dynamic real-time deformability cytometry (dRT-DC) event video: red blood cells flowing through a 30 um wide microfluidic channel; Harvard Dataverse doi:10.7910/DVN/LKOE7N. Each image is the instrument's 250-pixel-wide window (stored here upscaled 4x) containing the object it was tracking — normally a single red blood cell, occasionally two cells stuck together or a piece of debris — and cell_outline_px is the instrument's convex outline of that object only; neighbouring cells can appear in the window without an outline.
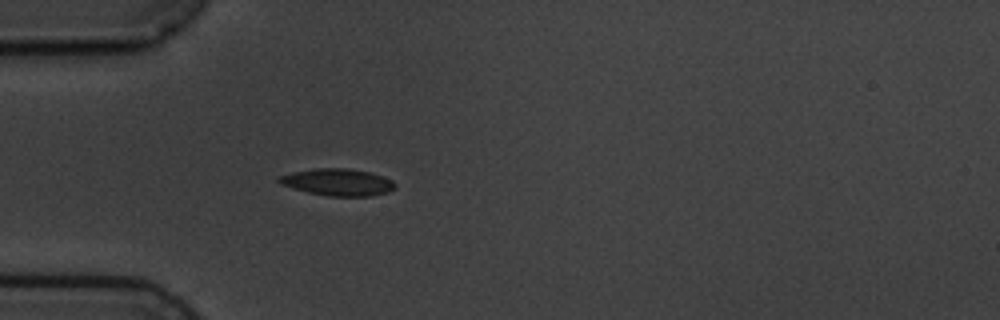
{"species": "common noctule bat (a hibernating species)", "species_latin": "Nyctalus noctula", "temperature_condition": "cold", "stored_images_in_passage": 3, "camera_frame_rate_fps": 3000, "um_per_image_px": 0.085, "animal": {"sex": "male", "body_mass_g": 19.5, "forearm_length_mm": 54.6}, "frame": {"image": 1, "passage_image": 3, "time_ms": 4.0, "image_size_px": [1000, 320], "cell_outline_px": [[396, 188], [388, 192], [372, 196], [328, 196], [308, 192], [280, 184], [276, 180], [280, 176], [292, 172], [312, 168], [348, 168], [372, 172], [384, 176], [392, 180], [396, 184]], "centroid_in_image_um": [28.74, 15.48], "position_along_channel_um": 56.3, "area_um2": 18.44}}